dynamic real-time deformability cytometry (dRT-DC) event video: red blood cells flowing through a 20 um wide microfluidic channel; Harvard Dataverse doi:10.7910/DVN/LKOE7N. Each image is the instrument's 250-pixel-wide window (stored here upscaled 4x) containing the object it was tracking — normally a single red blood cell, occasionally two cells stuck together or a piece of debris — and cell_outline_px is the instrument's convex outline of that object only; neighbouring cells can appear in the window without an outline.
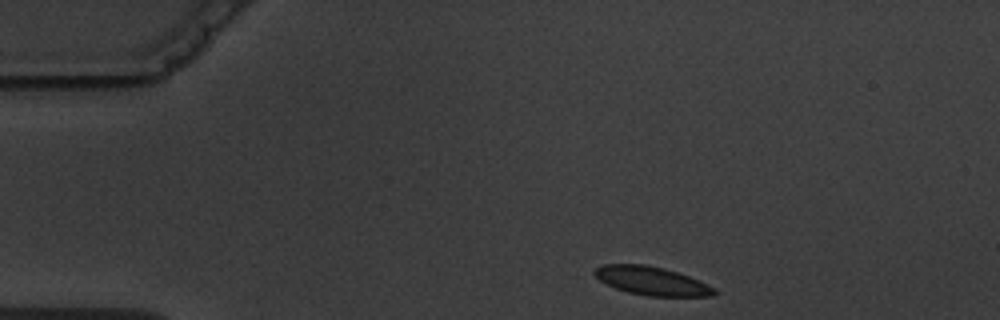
{"species": "common noctule bat (a hibernating species)", "species_latin": "Nyctalus noctula", "temperature_condition": "warm", "stored_images_in_passage": 2, "camera_frame_rate_fps": 3000, "um_per_image_px": 0.085, "animal": {"sex": "male", "body_mass_g": 19.5, "forearm_length_mm": 54.6}, "frame": {"image": 1, "passage_image": 1, "time_ms": 0.0, "image_size_px": [1000, 320], "cell_outline_px": [[720, 292], [712, 296], [648, 296], [628, 292], [616, 288], [600, 280], [592, 272], [596, 268], [604, 264], [644, 264], [664, 268], [700, 280], [716, 288]], "centroid_in_image_um": [55.45, 23.88], "position_along_channel_um": 29.6, "area_um2": 19.88}}